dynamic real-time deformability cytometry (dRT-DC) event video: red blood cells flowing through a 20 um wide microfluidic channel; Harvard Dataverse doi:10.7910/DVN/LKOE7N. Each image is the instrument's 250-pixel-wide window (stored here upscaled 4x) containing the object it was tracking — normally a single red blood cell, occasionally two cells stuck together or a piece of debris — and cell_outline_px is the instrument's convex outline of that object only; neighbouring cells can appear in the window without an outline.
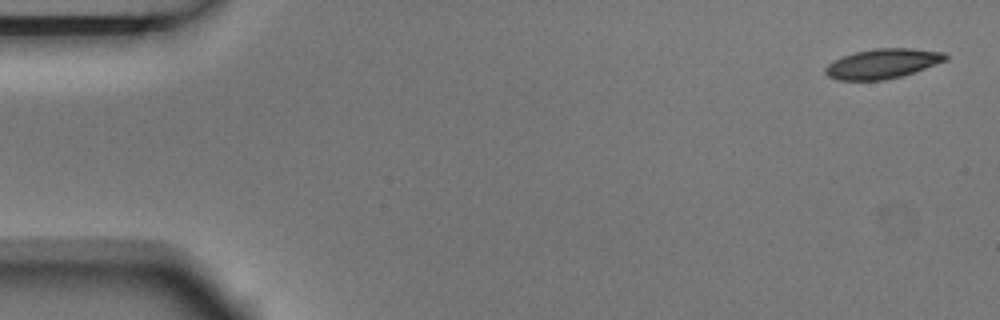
{"species": "Egyptian fruit bat (a non-hibernating species)", "species_latin": "Rousettus aegyptiacus", "temperature_condition": "room temperature", "stored_images_in_passage": 5, "camera_frame_rate_fps": 3000, "um_per_image_px": 0.085, "animal": {"sex": "male"}, "frame": {"image": 1, "passage_image": 1, "time_ms": 0.0, "image_size_px": [1000, 320], "cell_outline_px": [[948, 60], [900, 76], [884, 80], [836, 80], [828, 76], [824, 72], [824, 68], [828, 64], [844, 56], [856, 52], [872, 48], [912, 48], [944, 52], [948, 56]], "centroid_in_image_um": [75.02, 5.4], "position_along_channel_um": 10.0, "area_um2": 20.69}}
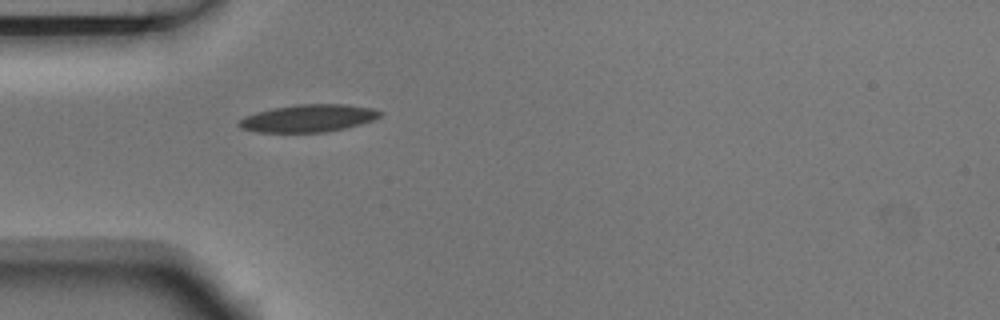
{"frame": {"image": 2, "passage_image": 5, "time_ms": 1.333, "image_size_px": [1000, 320], "cell_outline_px": [[384, 112], [380, 116], [372, 120], [360, 124], [328, 132], [256, 132], [240, 128], [236, 124], [244, 116], [256, 112], [272, 108], [296, 104], [344, 104], [372, 108]], "centroid_in_image_um": [26.18, 10.05], "position_along_channel_um": 58.8, "area_um2": 22.66}}